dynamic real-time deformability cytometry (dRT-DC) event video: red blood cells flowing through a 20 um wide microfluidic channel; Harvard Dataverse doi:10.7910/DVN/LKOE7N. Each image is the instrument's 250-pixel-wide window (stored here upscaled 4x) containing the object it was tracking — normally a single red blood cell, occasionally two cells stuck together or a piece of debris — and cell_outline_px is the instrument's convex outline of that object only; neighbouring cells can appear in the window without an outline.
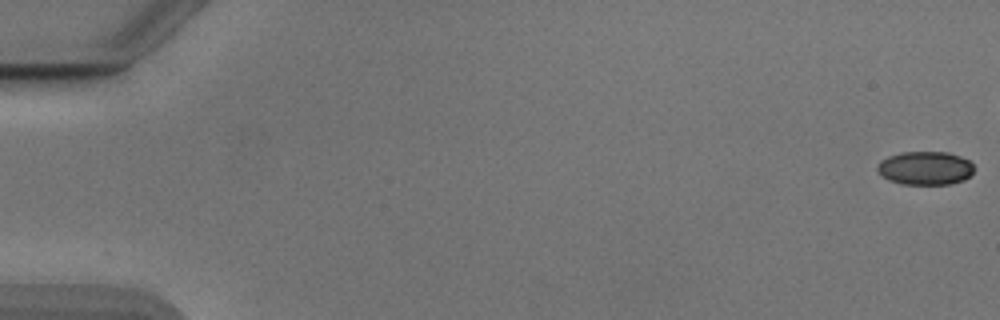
{"species": "Egyptian fruit bat (a non-hibernating species)", "species_latin": "Rousettus aegyptiacus", "temperature_condition": "cold", "stored_images_in_passage": 3, "camera_frame_rate_fps": 3000, "um_per_image_px": 0.085, "animal": {"sex": "male"}, "frame": {"image": 1, "passage_image": 1, "time_ms": 0.0, "image_size_px": [1000, 320], "cell_outline_px": [[972, 172], [964, 180], [948, 184], [900, 184], [888, 180], [880, 176], [876, 168], [876, 164], [880, 160], [888, 156], [900, 152], [948, 152], [960, 156], [968, 160], [972, 164]], "centroid_in_image_um": [78.57, 14.29], "position_along_channel_um": 6.4, "area_um2": 19.02}}